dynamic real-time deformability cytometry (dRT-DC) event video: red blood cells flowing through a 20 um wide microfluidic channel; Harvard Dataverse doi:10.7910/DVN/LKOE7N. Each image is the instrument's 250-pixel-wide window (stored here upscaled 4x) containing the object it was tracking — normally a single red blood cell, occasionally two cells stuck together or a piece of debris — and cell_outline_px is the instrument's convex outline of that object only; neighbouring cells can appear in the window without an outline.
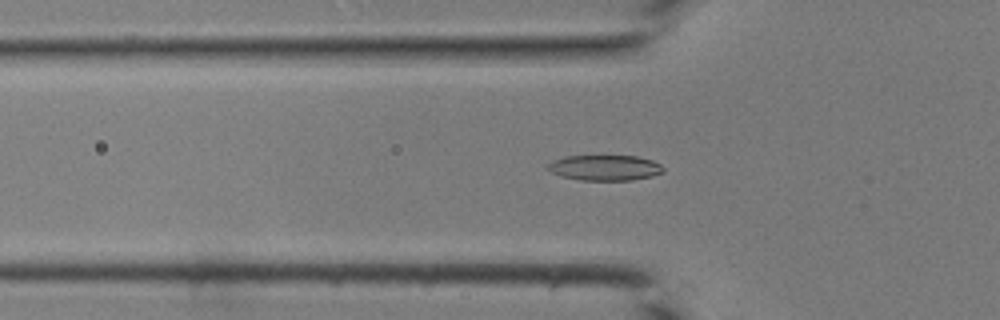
{"species": "common noctule bat (a hibernating species)", "species_latin": "Nyctalus noctula", "temperature_condition": "room temperature", "stored_images_in_passage": 30, "camera_frame_rate_fps": 3000, "um_per_image_px": 0.085, "animal": {"sex": "male", "body_mass_g": 19.0, "forearm_length_mm": 50.8}, "frame": {"image": 1, "passage_image": 2, "time_ms": 0.333, "image_size_px": [1000, 320], "cell_outline_px": [[664, 172], [652, 176], [632, 180], [580, 180], [560, 176], [552, 172], [548, 168], [548, 164], [552, 160], [564, 156], [636, 156], [652, 160], [660, 164], [664, 168]], "centroid_in_image_um": [51.42, 14.26], "position_along_channel_um": 74.4, "area_um2": 17.17}}
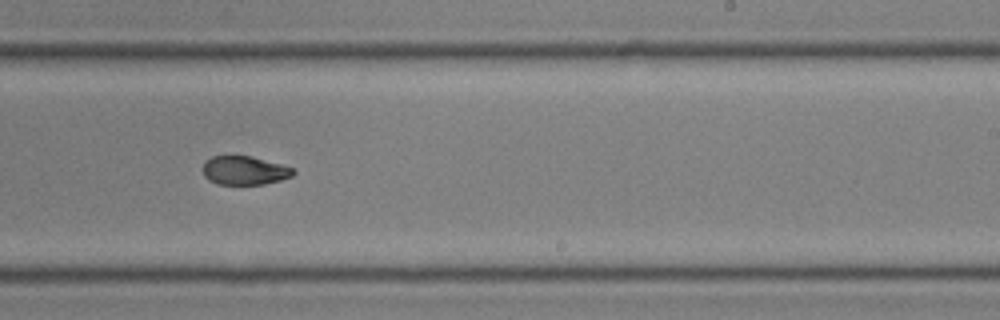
{"frame": {"image": 2, "passage_image": 14, "time_ms": 4.333, "image_size_px": [1000, 320], "cell_outline_px": [[296, 172], [292, 176], [280, 180], [264, 184], [216, 184], [208, 180], [204, 176], [200, 168], [204, 160], [212, 156], [252, 156], [280, 164], [292, 168]], "centroid_in_image_um": [20.71, 14.48], "position_along_channel_um": 268.3, "area_um2": 15.32}}
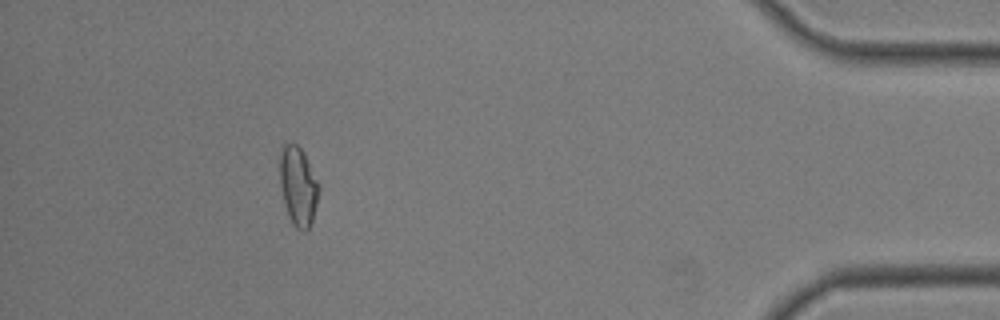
{"frame": {"image": 3, "passage_image": 26, "time_ms": 8.333, "image_size_px": [1000, 320], "cell_outline_px": [[316, 204], [312, 220], [308, 228], [304, 232], [296, 228], [292, 224], [288, 216], [284, 204], [280, 184], [280, 148], [284, 144], [296, 144], [304, 152], [316, 180]], "centroid_in_image_um": [25.29, 15.83], "position_along_channel_um": 409.9, "area_um2": 17.46}}